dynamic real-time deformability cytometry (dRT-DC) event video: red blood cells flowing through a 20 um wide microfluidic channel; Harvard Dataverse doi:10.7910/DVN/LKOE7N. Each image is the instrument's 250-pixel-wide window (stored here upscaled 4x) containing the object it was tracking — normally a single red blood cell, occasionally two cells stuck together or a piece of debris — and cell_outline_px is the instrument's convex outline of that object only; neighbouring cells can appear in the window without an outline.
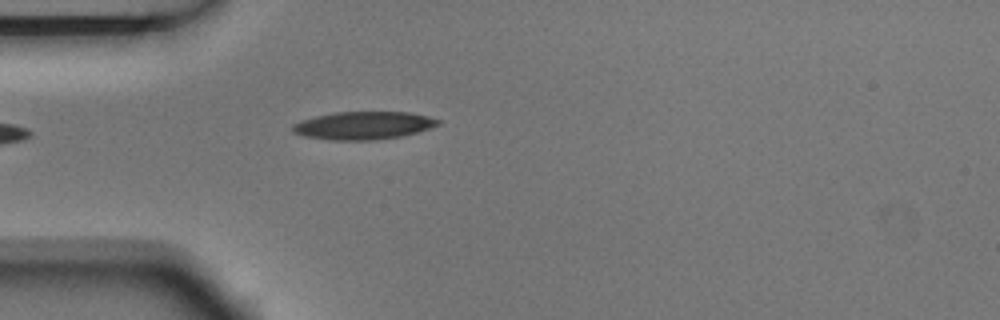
{"species": "Egyptian fruit bat (a non-hibernating species)", "species_latin": "Rousettus aegyptiacus", "temperature_condition": "room temperature", "stored_images_in_passage": 1, "camera_frame_rate_fps": 3000, "um_per_image_px": 0.085, "animal": {"sex": "male"}, "frame": {"image": 1, "passage_image": 1, "time_ms": 0.0, "image_size_px": [1000, 320], "cell_outline_px": [[440, 124], [416, 132], [400, 136], [372, 140], [332, 140], [304, 136], [292, 132], [292, 124], [300, 120], [316, 116], [336, 112], [408, 112], [428, 116], [440, 120]], "centroid_in_image_um": [30.85, 10.66], "position_along_channel_um": 54.2, "area_um2": 23.47}}